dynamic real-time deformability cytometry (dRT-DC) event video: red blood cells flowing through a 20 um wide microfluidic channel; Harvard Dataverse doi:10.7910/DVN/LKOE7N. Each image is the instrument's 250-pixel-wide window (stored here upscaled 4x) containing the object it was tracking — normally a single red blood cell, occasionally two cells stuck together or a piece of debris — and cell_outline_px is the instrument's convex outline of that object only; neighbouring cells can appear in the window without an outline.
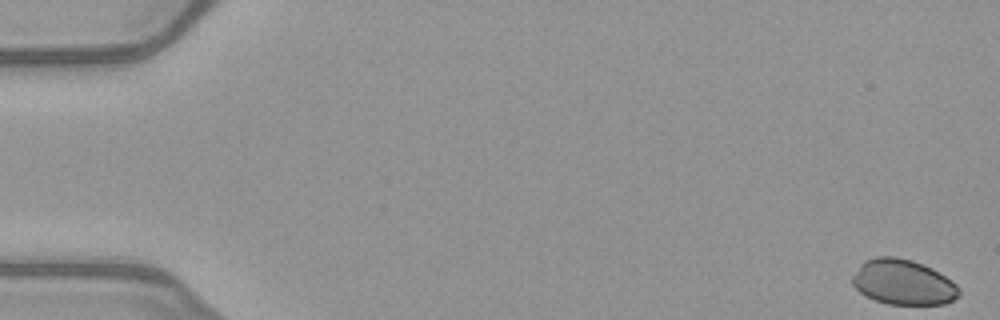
{"species": "common noctule bat (a hibernating species)", "species_latin": "Nyctalus noctula", "temperature_condition": "warm", "stored_images_in_passage": 52, "camera_frame_rate_fps": 3000, "um_per_image_px": 0.085, "animal": {"sex": "female", "body_mass_g": 21.9}, "frame": {"image": 1, "passage_image": 1, "time_ms": 0.0, "image_size_px": [1000, 320], "cell_outline_px": [[960, 296], [944, 304], [888, 304], [876, 300], [860, 292], [852, 284], [852, 276], [860, 264], [864, 260], [876, 256], [896, 256], [912, 260], [924, 264], [932, 268], [952, 280], [960, 288]], "centroid_in_image_um": [76.78, 23.97], "position_along_channel_um": 8.2, "area_um2": 28.26}}
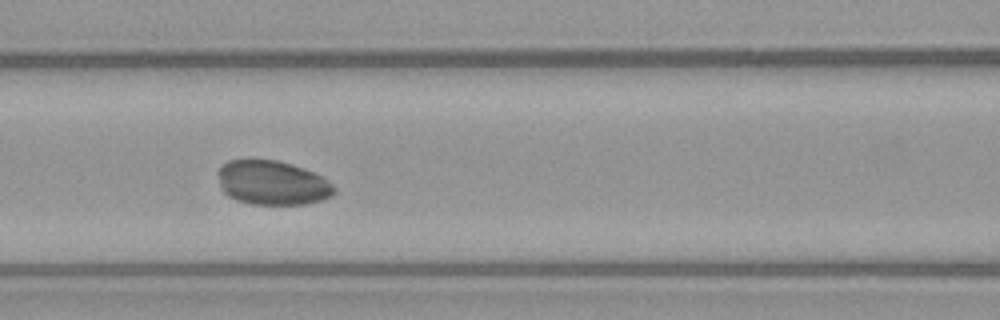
{"frame": {"image": 2, "passage_image": 23, "time_ms": 7.333, "image_size_px": [1000, 320], "cell_outline_px": [[336, 192], [332, 196], [308, 204], [252, 204], [236, 200], [228, 196], [220, 188], [216, 172], [220, 164], [228, 160], [276, 160], [292, 164], [304, 168], [324, 176], [336, 188]], "centroid_in_image_um": [23.14, 15.53], "position_along_channel_um": 143.5, "area_um2": 30.46}}
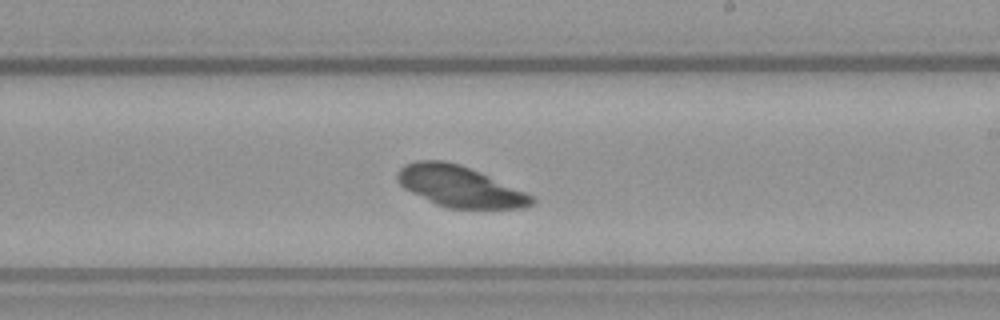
{"frame": {"image": 3, "passage_image": 31, "time_ms": 10.0, "image_size_px": [1000, 320], "cell_outline_px": [[536, 200], [532, 204], [520, 208], [448, 208], [436, 204], [404, 188], [396, 180], [396, 172], [404, 164], [416, 160], [444, 160], [460, 164], [480, 172], [536, 196]], "centroid_in_image_um": [39.07, 15.83], "position_along_channel_um": 249.9, "area_um2": 32.14}}